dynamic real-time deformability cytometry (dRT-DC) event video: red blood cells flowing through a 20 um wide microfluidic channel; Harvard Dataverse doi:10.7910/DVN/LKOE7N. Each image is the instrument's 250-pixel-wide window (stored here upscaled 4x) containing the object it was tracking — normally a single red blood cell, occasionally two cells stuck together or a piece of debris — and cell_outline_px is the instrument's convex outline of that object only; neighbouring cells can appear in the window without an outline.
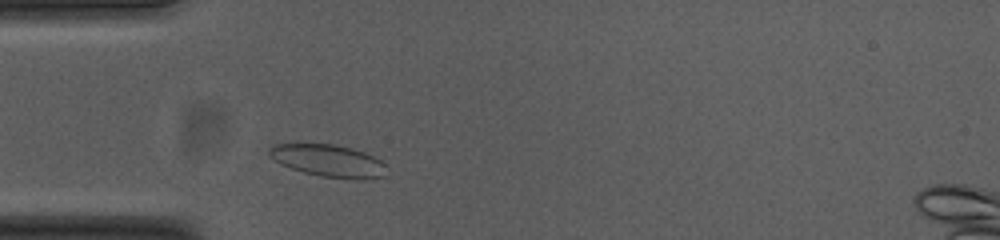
{"species": "common noctule bat (a hibernating species)", "species_latin": "Nyctalus noctula", "temperature_condition": "cold", "stored_images_in_passage": 34, "camera_frame_rate_fps": 3000, "um_per_image_px": 0.085, "animal": {"sex": "female", "body_mass_g": 23.0, "forearm_length_mm": 53.4}, "frame": {"image": 1, "passage_image": 5, "time_ms": 1.333, "image_size_px": [1000, 240], "cell_outline_px": [[388, 176], [368, 180], [360, 180], [320, 176], [304, 172], [280, 164], [268, 156], [268, 148], [272, 144], [332, 144], [352, 148], [364, 152], [380, 160], [384, 164]], "centroid_in_image_um": [27.93, 13.68], "position_along_channel_um": 57.1, "area_um2": 22.31}}
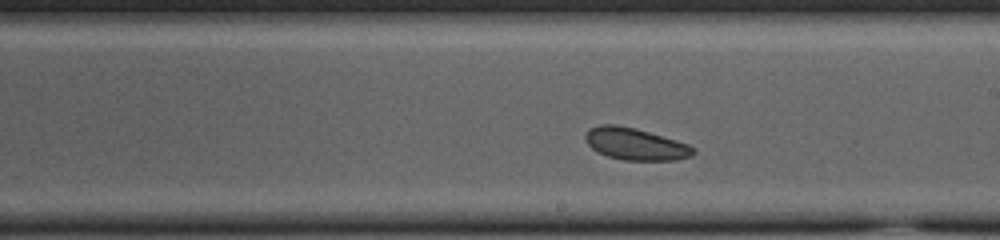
{"frame": {"image": 2, "passage_image": 20, "time_ms": 6.333, "image_size_px": [1000, 240], "cell_outline_px": [[696, 152], [692, 156], [676, 160], [624, 160], [608, 156], [596, 152], [588, 144], [584, 136], [588, 128], [600, 124], [616, 124], [636, 128], [676, 140], [688, 144], [696, 148]], "centroid_in_image_um": [54.0, 12.23], "position_along_channel_um": 235.0, "area_um2": 20.29}}
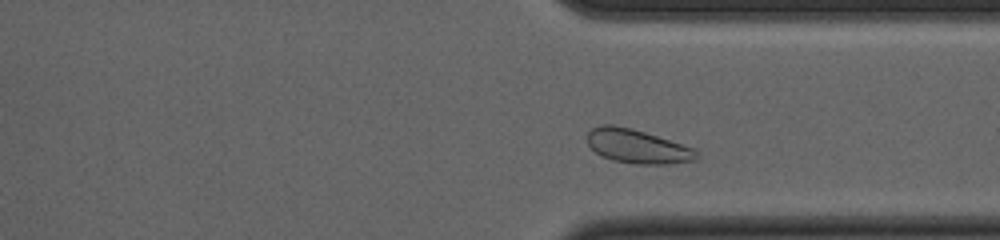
{"frame": {"image": 3, "passage_image": 30, "time_ms": 9.667, "image_size_px": [1000, 240], "cell_outline_px": [[700, 156], [696, 160], [668, 164], [636, 164], [612, 160], [600, 156], [588, 144], [588, 132], [592, 128], [600, 124], [612, 124], [632, 128], [692, 148], [700, 152]], "centroid_in_image_um": [54.16, 12.44], "position_along_channel_um": 357.2, "area_um2": 21.56}}